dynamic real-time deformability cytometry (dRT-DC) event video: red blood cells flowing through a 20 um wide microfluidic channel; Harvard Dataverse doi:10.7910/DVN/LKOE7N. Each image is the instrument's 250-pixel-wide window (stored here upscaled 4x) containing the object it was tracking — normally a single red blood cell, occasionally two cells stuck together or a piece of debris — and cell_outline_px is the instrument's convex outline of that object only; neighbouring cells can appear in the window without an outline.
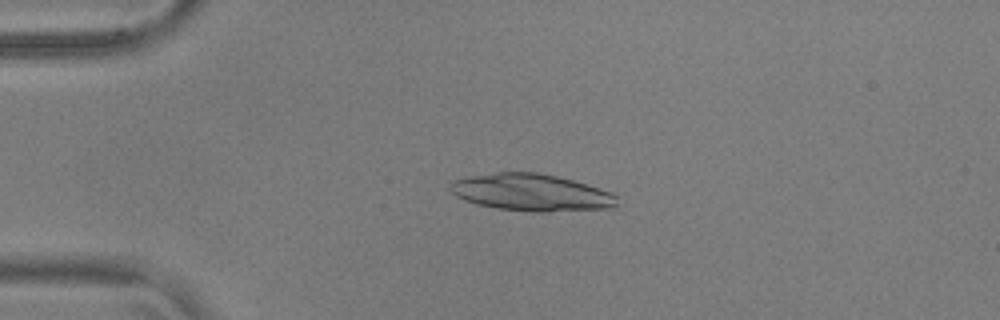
{"species": "common noctule bat (a hibernating species)", "species_latin": "Nyctalus noctula", "temperature_condition": "warm", "stored_images_in_passage": 53, "camera_frame_rate_fps": 3000, "um_per_image_px": 0.085, "animal": {"sex": "male", "body_mass_g": 17.9, "forearm_length_mm": 54.2}, "frame": {"image": 1, "passage_image": 12, "time_ms": 3.667, "image_size_px": [1000, 320], "cell_outline_px": [[616, 204], [612, 208], [548, 212], [532, 212], [496, 208], [476, 204], [464, 200], [456, 196], [448, 188], [452, 180], [468, 176], [496, 172], [536, 172], [556, 176], [572, 180], [612, 192], [616, 196]], "centroid_in_image_um": [45.12, 16.36], "position_along_channel_um": 39.9, "area_um2": 36.13}}